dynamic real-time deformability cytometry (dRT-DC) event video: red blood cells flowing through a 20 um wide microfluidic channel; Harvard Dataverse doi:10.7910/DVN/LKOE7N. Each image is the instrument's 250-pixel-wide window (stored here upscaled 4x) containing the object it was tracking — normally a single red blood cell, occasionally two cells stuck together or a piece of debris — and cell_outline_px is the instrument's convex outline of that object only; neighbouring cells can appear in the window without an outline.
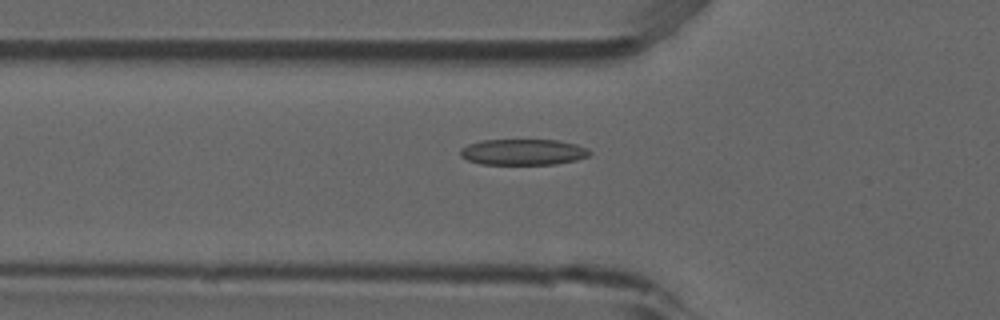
{"species": "common noctule bat (a hibernating species)", "species_latin": "Nyctalus noctula", "temperature_condition": "room temperature", "stored_images_in_passage": 52, "camera_frame_rate_fps": 3000, "um_per_image_px": 0.085, "animal": {"sex": "male", "forearm_length_mm": 52.5}, "frame": {"image": 1, "passage_image": 17, "time_ms": 5.333, "image_size_px": [1000, 320], "cell_outline_px": [[592, 152], [588, 156], [576, 160], [556, 164], [480, 164], [468, 160], [460, 156], [460, 148], [468, 144], [480, 140], [556, 140], [576, 144], [588, 148]], "centroid_in_image_um": [44.45, 12.92], "position_along_channel_um": 81.3, "area_um2": 19.65}}
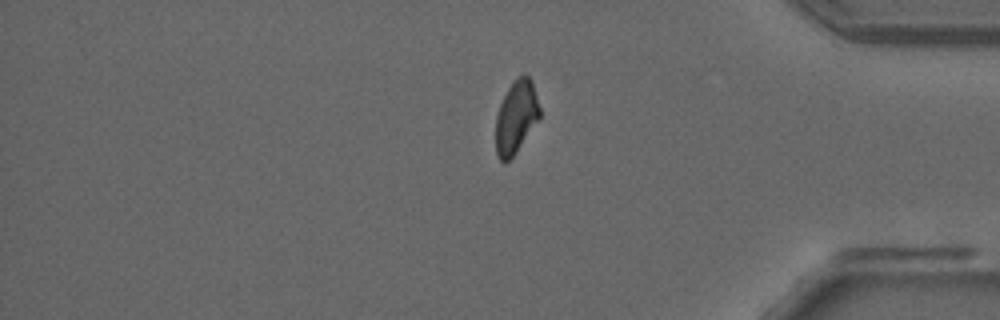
{"frame": {"image": 2, "passage_image": 43, "time_ms": 14.0, "image_size_px": [1000, 320], "cell_outline_px": [[540, 116], [512, 156], [504, 164], [500, 160], [496, 152], [496, 116], [500, 104], [508, 88], [524, 72], [532, 80], [540, 108]], "centroid_in_image_um": [43.86, 9.92], "position_along_channel_um": 391.3, "area_um2": 18.15}}
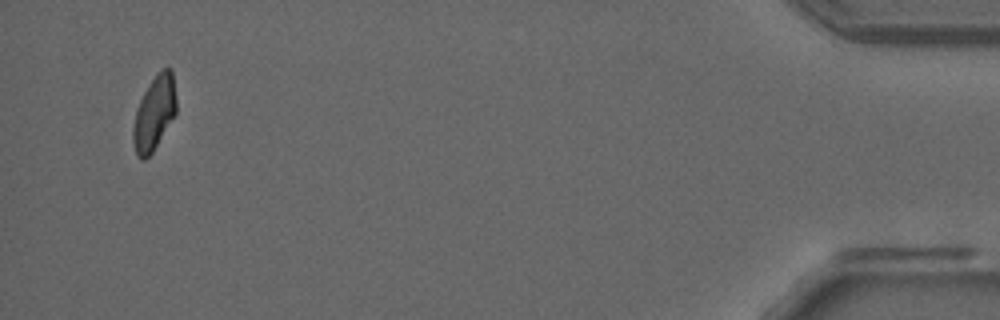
{"frame": {"image": 3, "passage_image": 50, "time_ms": 16.333, "image_size_px": [1000, 320], "cell_outline_px": [[176, 112], [152, 152], [144, 160], [140, 160], [136, 156], [132, 140], [132, 128], [136, 108], [144, 92], [156, 72], [160, 68], [172, 68], [176, 100]], "centroid_in_image_um": [13.09, 9.6], "position_along_channel_um": 422.1, "area_um2": 18.73}, "authors_computed_cell_mechanics": {"area_um2": 19.7098, "velocity_mm_per_s": 3.8492, "shape_relaxation_time_tau1_ms": null, "shape_relaxation_time_tau2_ms": 4.6149, "deformation_change_tau1": null, "deformation_change_tau2": 0.1158}}